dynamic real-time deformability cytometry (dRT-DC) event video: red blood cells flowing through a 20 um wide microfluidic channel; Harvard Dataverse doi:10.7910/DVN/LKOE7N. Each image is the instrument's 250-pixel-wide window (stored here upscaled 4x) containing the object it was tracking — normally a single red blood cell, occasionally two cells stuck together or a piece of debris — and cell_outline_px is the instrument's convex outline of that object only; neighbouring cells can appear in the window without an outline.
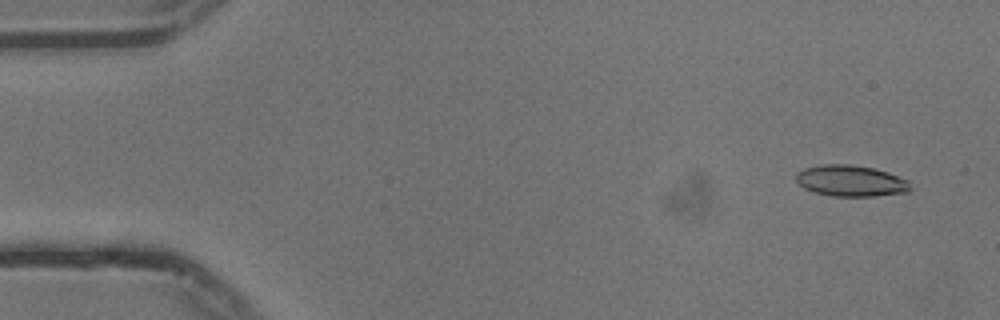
{"species": "common noctule bat (a hibernating species)", "species_latin": "Nyctalus noctula", "temperature_condition": "cold", "stored_images_in_passage": 56, "camera_frame_rate_fps": 3000, "um_per_image_px": 0.085, "animal": {"sex": "male", "body_mass_g": 13.3}, "frame": {"image": 1, "passage_image": 4, "time_ms": 1.0, "image_size_px": [1000, 320], "cell_outline_px": [[912, 188], [908, 192], [876, 196], [832, 196], [816, 192], [804, 188], [796, 180], [796, 172], [804, 168], [824, 164], [852, 164], [872, 168], [888, 172], [908, 180]], "centroid_in_image_um": [72.33, 15.37], "position_along_channel_um": 12.7, "area_um2": 20.81}}
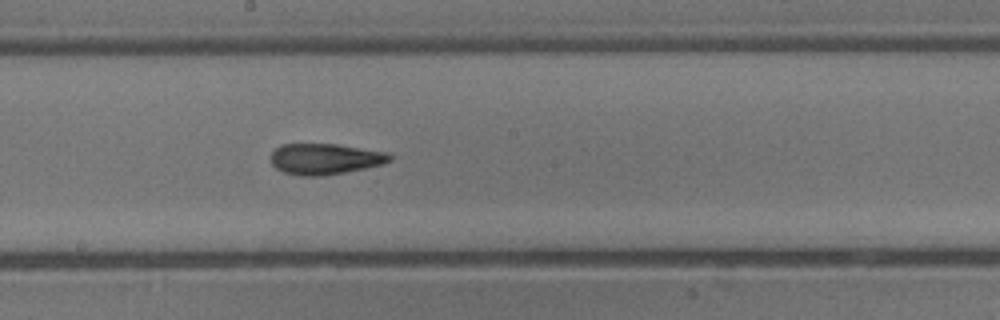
{"frame": {"image": 2, "passage_image": 30, "time_ms": 9.667, "image_size_px": [1000, 320], "cell_outline_px": [[392, 160], [384, 164], [324, 176], [300, 176], [284, 172], [276, 168], [272, 164], [272, 152], [280, 144], [336, 144], [388, 152], [392, 156]], "centroid_in_image_um": [27.64, 13.51], "position_along_channel_um": 220.6, "area_um2": 21.44}}
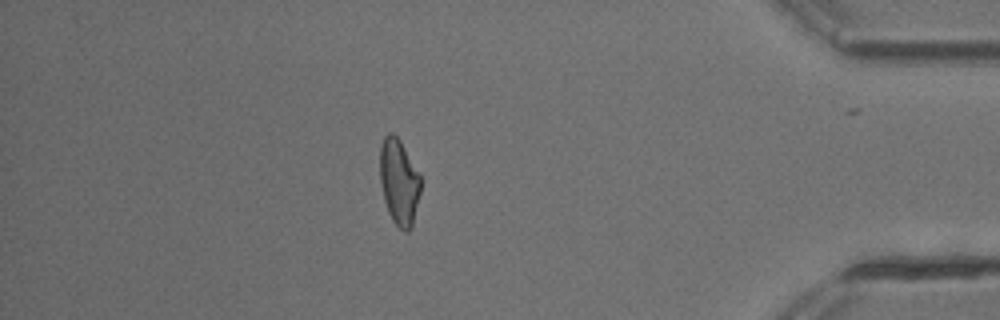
{"frame": {"image": 3, "passage_image": 48, "time_ms": 15.667, "image_size_px": [1000, 320], "cell_outline_px": [[420, 192], [412, 228], [408, 232], [404, 232], [392, 220], [388, 212], [384, 200], [380, 184], [380, 148], [384, 136], [388, 132], [392, 132], [400, 140], [420, 176]], "centroid_in_image_um": [33.9, 15.48], "position_along_channel_um": 401.3, "area_um2": 20.35}, "authors_computed_cell_mechanics": {"area_um2": 21.097, "velocity_mm_per_s": 3.7473, "shape_relaxation_time_tau1_ms": null, "shape_relaxation_time_tau2_ms": 3.7828, "deformation_change_tau1": null, "deformation_change_tau2": 0.1236}}